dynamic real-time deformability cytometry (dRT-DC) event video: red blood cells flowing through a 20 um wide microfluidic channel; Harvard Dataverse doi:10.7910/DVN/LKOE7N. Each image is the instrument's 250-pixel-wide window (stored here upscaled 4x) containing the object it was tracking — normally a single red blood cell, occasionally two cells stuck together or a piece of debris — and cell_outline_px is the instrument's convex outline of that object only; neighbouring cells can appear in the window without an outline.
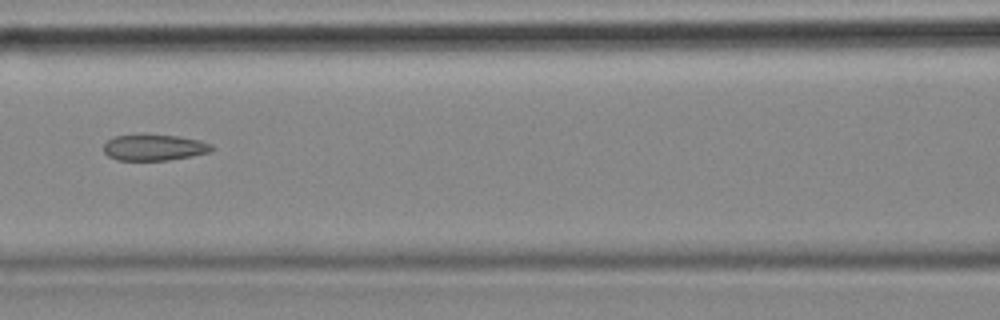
{"species": "common noctule bat (a hibernating species)", "species_latin": "Nyctalus noctula", "temperature_condition": "cold", "stored_images_in_passage": 12, "camera_frame_rate_fps": 3000, "um_per_image_px": 0.085, "animal": {"sex": "female", "body_mass_g": 18.4}, "frame": {"image": 1, "passage_image": 4, "time_ms": 1.0, "image_size_px": [1000, 320], "cell_outline_px": [[216, 148], [212, 152], [192, 156], [168, 160], [116, 160], [108, 156], [104, 152], [104, 144], [112, 136], [140, 132], [180, 136], [200, 140], [212, 144]], "centroid_in_image_um": [13.11, 12.49], "position_along_channel_um": 153.5, "area_um2": 17.28}}